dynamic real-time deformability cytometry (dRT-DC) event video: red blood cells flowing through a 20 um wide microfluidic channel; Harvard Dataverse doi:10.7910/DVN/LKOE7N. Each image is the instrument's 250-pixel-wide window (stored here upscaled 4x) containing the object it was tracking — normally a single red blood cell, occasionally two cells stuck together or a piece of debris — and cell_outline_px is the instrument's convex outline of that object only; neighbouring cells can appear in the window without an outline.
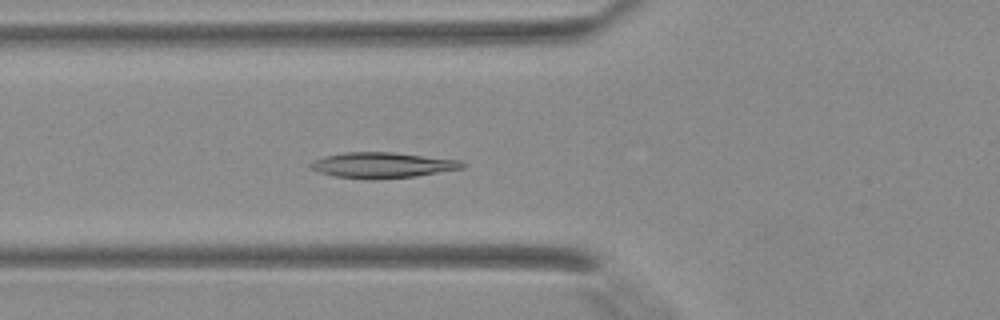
{"species": "Egyptian fruit bat (a non-hibernating species)", "species_latin": "Rousettus aegyptiacus", "temperature_condition": "warm", "stored_images_in_passage": 28, "camera_frame_rate_fps": 3000, "um_per_image_px": 0.085, "animal": {"sex": "female"}, "frame": {"image": 1, "passage_image": 7, "time_ms": 2.0, "image_size_px": [1000, 320], "cell_outline_px": [[468, 164], [464, 168], [416, 176], [372, 180], [336, 176], [320, 172], [308, 168], [308, 164], [312, 160], [324, 156], [344, 152], [392, 152], [460, 160]], "centroid_in_image_um": [32.48, 14.03], "position_along_channel_um": 93.3, "area_um2": 22.83}}
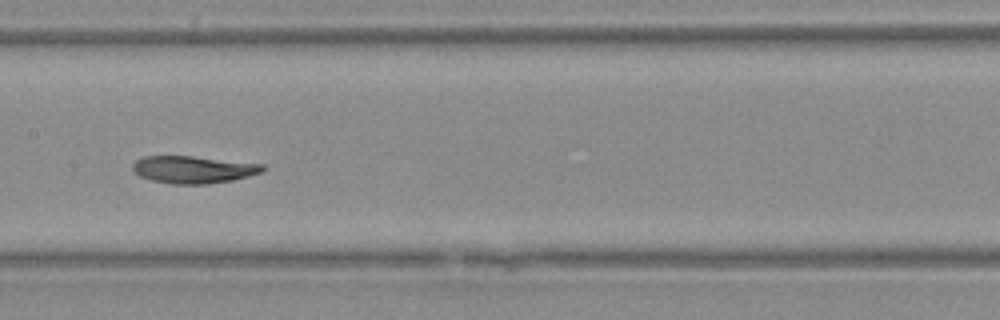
{"frame": {"image": 2, "passage_image": 13, "time_ms": 4.0, "image_size_px": [1000, 320], "cell_outline_px": [[264, 168], [260, 172], [248, 176], [232, 180], [208, 184], [172, 184], [152, 180], [140, 176], [132, 168], [132, 164], [136, 160], [144, 156], [192, 156], [264, 164]], "centroid_in_image_um": [16.41, 14.41], "position_along_channel_um": 191.0, "area_um2": 20.52}}
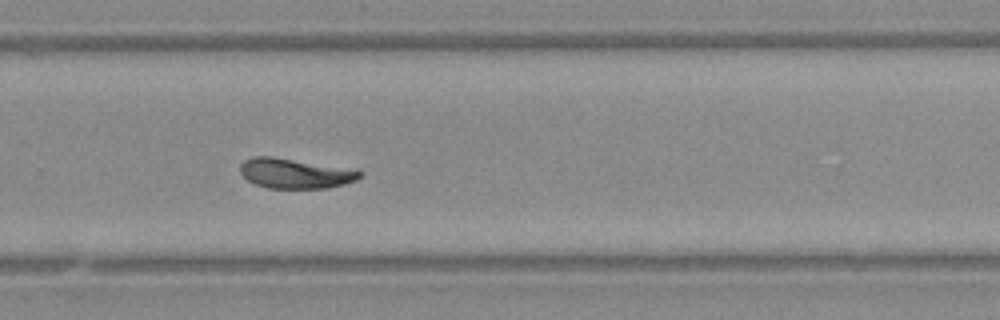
{"frame": {"image": 3, "passage_image": 20, "time_ms": 6.333, "image_size_px": [1000, 320], "cell_outline_px": [[364, 172], [356, 180], [344, 184], [328, 188], [268, 188], [256, 184], [248, 180], [240, 172], [240, 164], [244, 160], [252, 156], [272, 156], [356, 168]], "centroid_in_image_um": [25.13, 14.72], "position_along_channel_um": 304.7, "area_um2": 21.27}}